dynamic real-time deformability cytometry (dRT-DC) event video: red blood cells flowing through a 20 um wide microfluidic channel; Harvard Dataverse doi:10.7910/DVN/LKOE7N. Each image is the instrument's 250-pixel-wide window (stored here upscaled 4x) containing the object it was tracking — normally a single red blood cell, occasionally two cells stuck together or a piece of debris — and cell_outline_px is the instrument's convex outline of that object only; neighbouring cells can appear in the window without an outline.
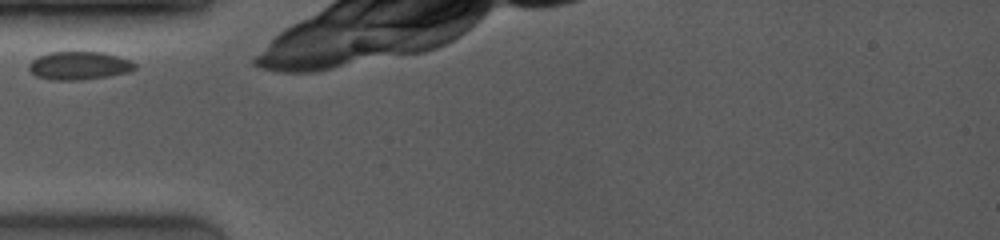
{"species": "common noctule bat (a hibernating species)", "species_latin": "Nyctalus noctula", "temperature_condition": "room temperature", "stored_images_in_passage": 7, "camera_frame_rate_fps": 4000, "um_per_image_px": 0.085, "animal": {"sex": "female", "body_mass_g": 19.0, "forearm_length_mm": 53.3}, "frame": {"image": 1, "passage_image": 1, "time_ms": 0.0, "image_size_px": [1000, 240], "cell_outline_px": [[136, 68], [128, 72], [108, 76], [80, 80], [52, 80], [36, 76], [28, 68], [28, 64], [32, 60], [48, 52], [100, 52], [116, 56], [128, 60], [136, 64]], "centroid_in_image_um": [6.69, 5.58], "position_along_channel_um": 78.3, "area_um2": 17.22}}